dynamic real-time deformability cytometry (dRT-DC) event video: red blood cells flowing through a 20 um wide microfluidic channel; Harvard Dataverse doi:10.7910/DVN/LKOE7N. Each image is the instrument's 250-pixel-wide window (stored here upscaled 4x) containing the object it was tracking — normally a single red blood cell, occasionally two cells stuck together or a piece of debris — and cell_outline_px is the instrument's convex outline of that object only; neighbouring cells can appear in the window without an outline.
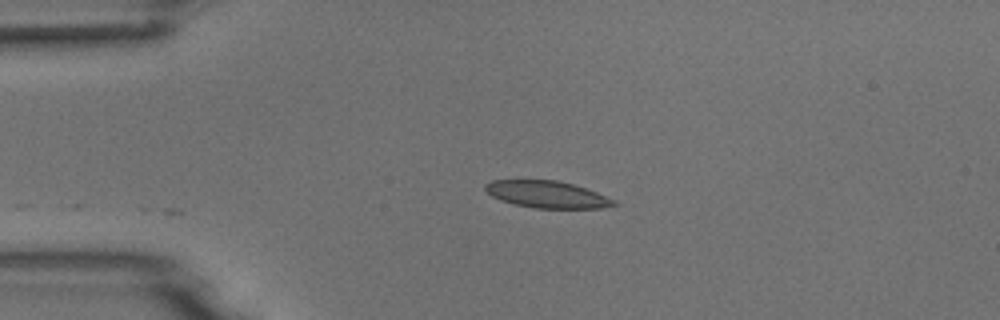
{"species": "common noctule bat (a hibernating species)", "species_latin": "Nyctalus noctula", "temperature_condition": "room temperature", "stored_images_in_passage": 4, "camera_frame_rate_fps": 3000, "um_per_image_px": 0.085, "animal": {"sex": "male", "body_mass_g": 18.8}, "frame": {"image": 1, "passage_image": 4, "time_ms": 3.333, "image_size_px": [1000, 320], "cell_outline_px": [[620, 204], [600, 208], [532, 208], [500, 200], [492, 196], [484, 188], [484, 184], [492, 180], [556, 180], [572, 184], [596, 192], [616, 200]], "centroid_in_image_um": [46.5, 16.53], "position_along_channel_um": 38.5, "area_um2": 20.11}}